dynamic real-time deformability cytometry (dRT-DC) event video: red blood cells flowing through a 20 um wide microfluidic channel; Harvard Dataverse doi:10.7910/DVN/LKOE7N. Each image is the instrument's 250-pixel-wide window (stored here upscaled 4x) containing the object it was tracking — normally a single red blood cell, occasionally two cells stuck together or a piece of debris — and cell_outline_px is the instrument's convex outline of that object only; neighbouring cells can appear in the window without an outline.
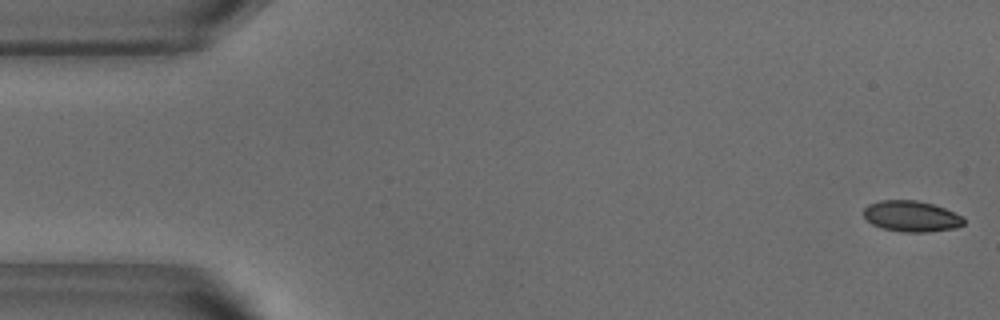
{"species": "common noctule bat (a hibernating species)", "species_latin": "Nyctalus noctula", "temperature_condition": "warm", "stored_images_in_passage": 52, "camera_frame_rate_fps": 3000, "um_per_image_px": 0.085, "animal": {"sex": "male", "body_mass_g": 18.8}, "frame": {"image": 1, "passage_image": 1, "time_ms": 0.0, "image_size_px": [1000, 320], "cell_outline_px": [[964, 224], [956, 228], [928, 232], [904, 232], [884, 228], [872, 224], [864, 216], [864, 208], [868, 204], [880, 200], [916, 200], [932, 204], [944, 208], [964, 216]], "centroid_in_image_um": [77.49, 18.38], "position_along_channel_um": 7.5, "area_um2": 18.03}}
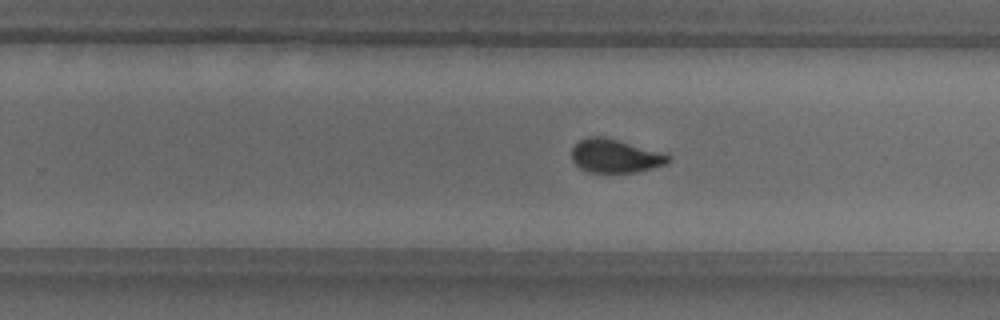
{"frame": {"image": 2, "passage_image": 32, "time_ms": 10.333, "image_size_px": [1000, 320], "cell_outline_px": [[672, 160], [664, 164], [652, 168], [636, 172], [588, 172], [580, 168], [572, 160], [572, 148], [580, 140], [588, 136], [604, 136], [672, 156]], "centroid_in_image_um": [52.26, 13.26], "position_along_channel_um": 277.5, "area_um2": 18.61}}
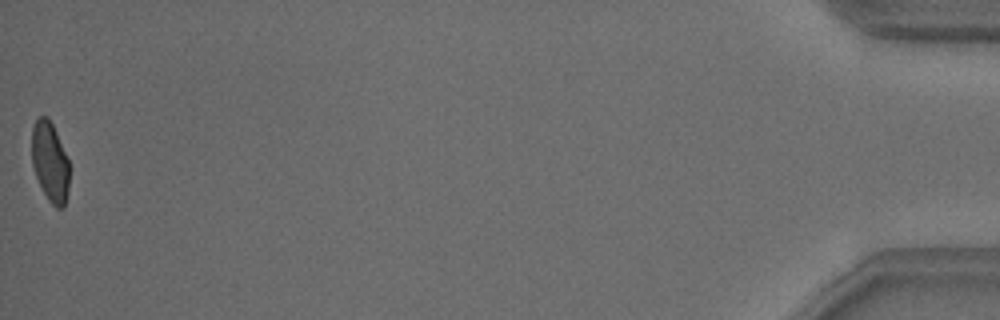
{"frame": {"image": 3, "passage_image": 52, "time_ms": 17.0, "image_size_px": [1000, 320], "cell_outline_px": [[68, 192], [64, 208], [56, 208], [48, 200], [36, 176], [32, 164], [32, 128], [36, 120], [40, 116], [48, 116], [56, 132], [68, 160]], "centroid_in_image_um": [4.24, 13.77], "position_along_channel_um": 431.0, "area_um2": 17.28}, "authors_computed_cell_mechanics": {"area_um2": 19.074, "velocity_mm_per_s": 3.8311, "shape_relaxation_time_tau1_ms": 4.6468, "shape_relaxation_time_tau2_ms": 0.6811, "deformation_change_tau1": 0.1424, "deformation_change_tau2": 0.0426}}